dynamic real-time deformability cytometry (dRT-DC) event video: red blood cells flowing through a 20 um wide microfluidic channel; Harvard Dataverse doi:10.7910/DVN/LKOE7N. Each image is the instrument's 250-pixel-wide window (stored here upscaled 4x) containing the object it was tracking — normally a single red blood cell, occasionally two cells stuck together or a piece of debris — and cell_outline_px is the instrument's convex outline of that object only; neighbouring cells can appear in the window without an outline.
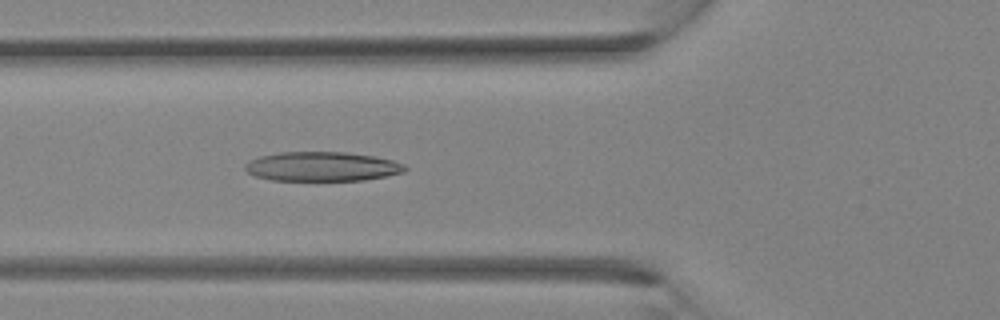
{"species": "Egyptian fruit bat (a non-hibernating species)", "species_latin": "Rousettus aegyptiacus", "temperature_condition": "room temperature", "stored_images_in_passage": 34, "camera_frame_rate_fps": 3000, "um_per_image_px": 0.085, "animal": {"sex": "female"}, "frame": {"image": 1, "passage_image": 13, "time_ms": 4.0, "image_size_px": [1000, 320], "cell_outline_px": [[408, 168], [404, 172], [364, 180], [272, 180], [256, 176], [248, 172], [244, 168], [244, 164], [260, 156], [280, 152], [344, 152], [372, 156], [392, 160], [404, 164]], "centroid_in_image_um": [27.38, 14.15], "position_along_channel_um": 98.4, "area_um2": 27.11}}
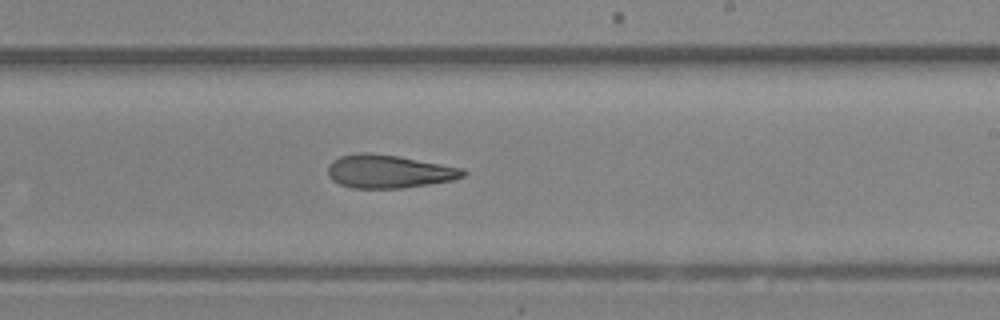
{"frame": {"image": 2, "passage_image": 21, "time_ms": 6.667, "image_size_px": [1000, 320], "cell_outline_px": [[468, 172], [464, 176], [452, 180], [428, 184], [400, 188], [352, 188], [340, 184], [332, 180], [328, 176], [328, 164], [332, 160], [340, 156], [360, 152], [368, 152], [396, 156], [464, 168]], "centroid_in_image_um": [33.02, 14.57], "position_along_channel_um": 256.0, "area_um2": 26.13}}
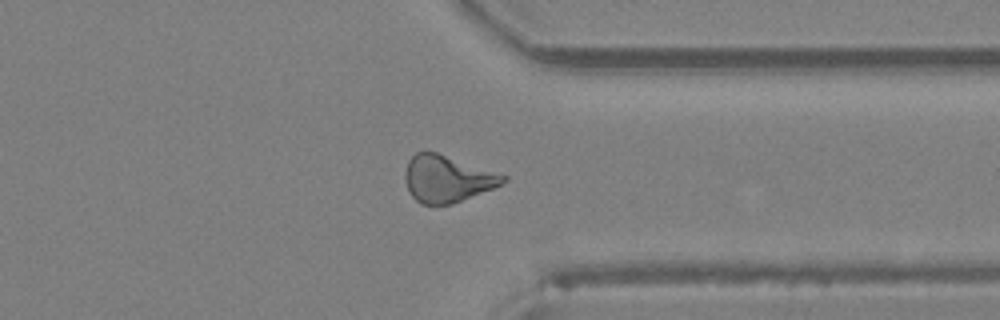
{"frame": {"image": 3, "passage_image": 27, "time_ms": 8.667, "image_size_px": [1000, 320], "cell_outline_px": [[508, 180], [492, 188], [452, 204], [420, 204], [408, 192], [404, 180], [404, 176], [408, 160], [416, 152], [436, 152], [508, 176]], "centroid_in_image_um": [37.97, 15.2], "position_along_channel_um": 373.4, "area_um2": 26.47}}